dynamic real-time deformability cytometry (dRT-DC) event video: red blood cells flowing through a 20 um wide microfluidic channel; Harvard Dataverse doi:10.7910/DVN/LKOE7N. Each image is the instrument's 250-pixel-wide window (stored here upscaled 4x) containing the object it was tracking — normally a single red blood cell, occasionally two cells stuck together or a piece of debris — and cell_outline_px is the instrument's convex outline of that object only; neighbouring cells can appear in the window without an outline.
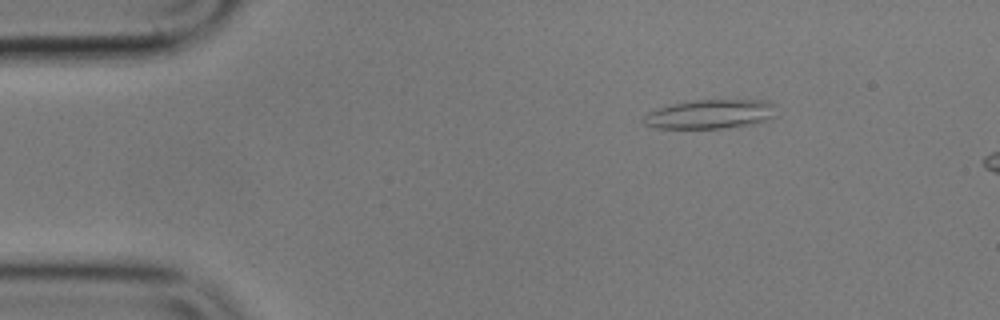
{"species": "common noctule bat (a hibernating species)", "species_latin": "Nyctalus noctula", "temperature_condition": "cold", "stored_images_in_passage": 13, "camera_frame_rate_fps": 3000, "um_per_image_px": 0.085, "animal": {"sex": "male", "body_mass_g": 17.9}, "frame": {"image": 1, "passage_image": 8, "time_ms": 2.333, "image_size_px": [1000, 320], "cell_outline_px": [[776, 116], [768, 120], [752, 124], [720, 128], [652, 128], [644, 124], [644, 116], [648, 112], [656, 108], [672, 104], [696, 100], [768, 100], [772, 104]], "centroid_in_image_um": [60.36, 9.7], "position_along_channel_um": 24.6, "area_um2": 22.48}}